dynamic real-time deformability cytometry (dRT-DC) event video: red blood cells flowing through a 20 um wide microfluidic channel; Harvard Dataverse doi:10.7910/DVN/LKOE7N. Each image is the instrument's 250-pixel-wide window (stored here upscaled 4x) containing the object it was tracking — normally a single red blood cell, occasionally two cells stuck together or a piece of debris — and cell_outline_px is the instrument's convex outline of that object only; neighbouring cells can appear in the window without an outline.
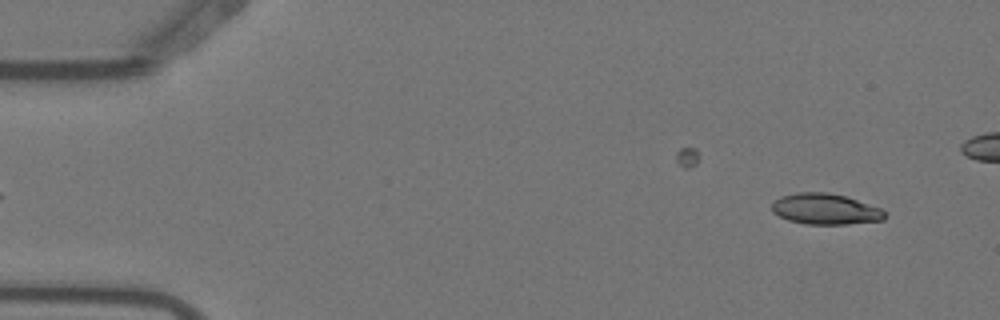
{"species": "Egyptian fruit bat (a non-hibernating species)", "species_latin": "Rousettus aegyptiacus", "temperature_condition": "warm", "stored_images_in_passage": 5, "camera_frame_rate_fps": 3000, "um_per_image_px": 0.085, "animal": {"sex": "female"}, "frame": {"image": 1, "passage_image": 1, "time_ms": 0.0, "image_size_px": [1000, 320], "cell_outline_px": [[884, 220], [848, 224], [804, 224], [788, 220], [772, 212], [772, 204], [780, 196], [796, 192], [828, 192], [844, 196], [880, 208], [884, 212]], "centroid_in_image_um": [70.11, 17.77], "position_along_channel_um": 14.9, "area_um2": 20.17}}